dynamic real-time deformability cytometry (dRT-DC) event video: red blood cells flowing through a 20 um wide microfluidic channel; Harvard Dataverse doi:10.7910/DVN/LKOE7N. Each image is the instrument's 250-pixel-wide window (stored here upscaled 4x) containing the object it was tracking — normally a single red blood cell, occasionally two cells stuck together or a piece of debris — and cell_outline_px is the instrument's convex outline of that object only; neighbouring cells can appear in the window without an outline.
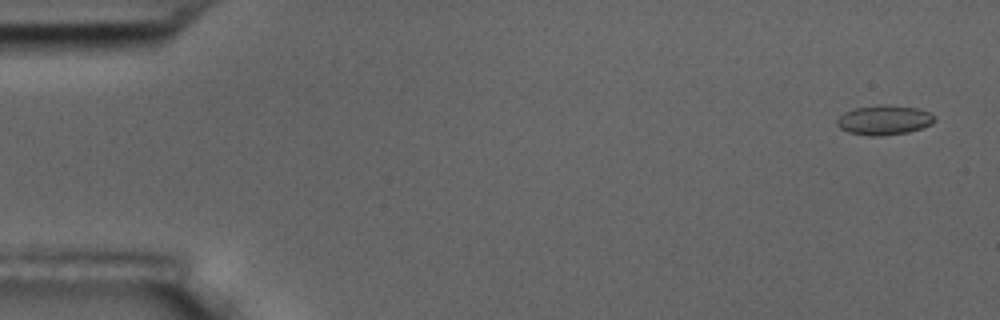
{"species": "common noctule bat (a hibernating species)", "species_latin": "Nyctalus noctula", "temperature_condition": "room temperature", "stored_images_in_passage": 6, "camera_frame_rate_fps": 3000, "um_per_image_px": 0.085, "animal": {"sex": "male", "body_mass_g": 17.5, "forearm_length_mm": 52.3}, "frame": {"image": 1, "passage_image": 1, "time_ms": 0.0, "image_size_px": [1000, 320], "cell_outline_px": [[936, 120], [932, 124], [908, 132], [880, 136], [868, 136], [848, 132], [840, 128], [836, 124], [836, 120], [844, 112], [852, 108], [884, 104], [888, 104], [916, 108], [928, 112], [936, 116]], "centroid_in_image_um": [75.14, 10.2], "position_along_channel_um": 9.9, "area_um2": 16.99}}